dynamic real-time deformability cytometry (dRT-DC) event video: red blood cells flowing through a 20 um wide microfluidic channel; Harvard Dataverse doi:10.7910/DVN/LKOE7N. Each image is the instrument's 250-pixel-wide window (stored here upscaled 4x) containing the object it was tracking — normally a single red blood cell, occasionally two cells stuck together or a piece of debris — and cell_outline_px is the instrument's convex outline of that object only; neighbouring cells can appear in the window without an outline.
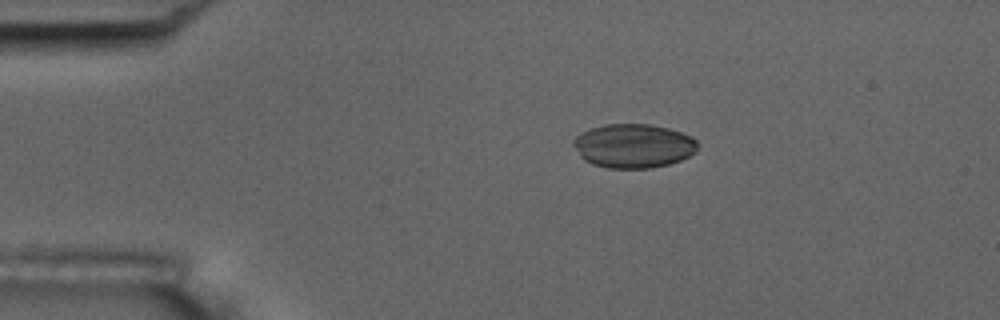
{"species": "common noctule bat (a hibernating species)", "species_latin": "Nyctalus noctula", "temperature_condition": "room temperature", "stored_images_in_passage": 8, "camera_frame_rate_fps": 3000, "um_per_image_px": 0.085, "animal": {"sex": "male", "body_mass_g": 17.5, "forearm_length_mm": 52.3}, "frame": {"image": 1, "passage_image": 1, "time_ms": 0.0, "image_size_px": [1000, 320], "cell_outline_px": [[696, 152], [680, 160], [668, 164], [652, 168], [608, 168], [592, 164], [584, 160], [580, 156], [572, 144], [572, 140], [580, 132], [604, 124], [648, 124], [668, 128], [692, 136], [696, 140]], "centroid_in_image_um": [53.81, 12.4], "position_along_channel_um": 31.2, "area_um2": 31.91}}
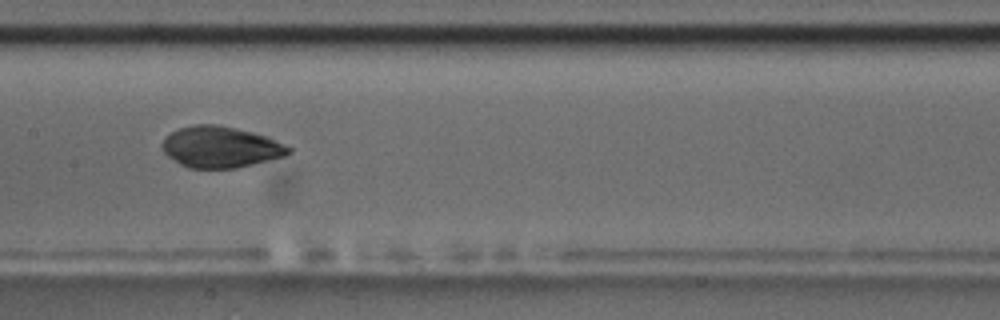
{"frame": {"image": 2, "passage_image": 6, "time_ms": 6.0, "image_size_px": [1000, 320], "cell_outline_px": [[292, 152], [284, 156], [236, 168], [188, 168], [180, 164], [168, 156], [164, 152], [160, 144], [172, 132], [180, 128], [196, 124], [216, 124], [252, 132], [268, 136], [292, 148]], "centroid_in_image_um": [18.76, 12.5], "position_along_channel_um": 188.6, "area_um2": 30.17}}